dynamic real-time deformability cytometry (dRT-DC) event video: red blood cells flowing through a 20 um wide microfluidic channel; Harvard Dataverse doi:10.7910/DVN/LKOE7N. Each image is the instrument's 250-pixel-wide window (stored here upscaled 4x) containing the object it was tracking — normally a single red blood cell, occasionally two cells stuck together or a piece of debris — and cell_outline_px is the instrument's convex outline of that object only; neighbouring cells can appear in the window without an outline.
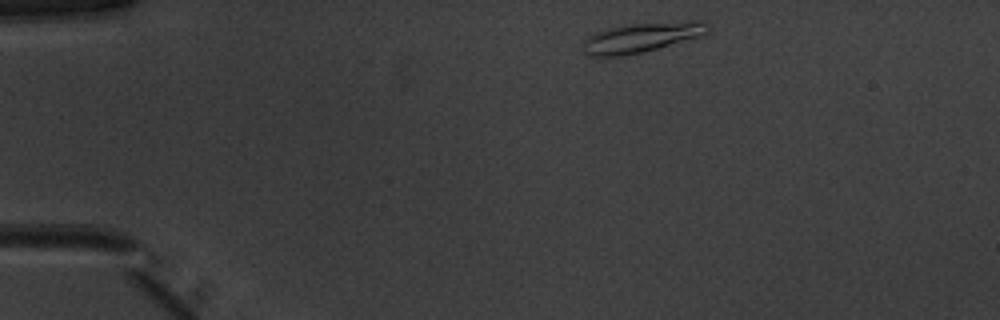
{"species": "common noctule bat (a hibernating species)", "species_latin": "Nyctalus noctula", "temperature_condition": "warm", "stored_images_in_passage": 44, "camera_frame_rate_fps": 3000, "um_per_image_px": 0.085, "animal": {"sex": "male", "body_mass_g": 20.1, "forearm_length_mm": 53.5}, "frame": {"image": 1, "passage_image": 2, "time_ms": 0.333, "image_size_px": [1000, 320], "cell_outline_px": [[708, 24], [704, 32], [696, 36], [644, 52], [624, 56], [588, 56], [584, 52], [584, 40], [588, 36], [596, 32], [612, 28], [632, 24], [696, 20], [704, 20]], "centroid_in_image_um": [54.46, 3.19], "position_along_channel_um": 30.5, "area_um2": 20.98}}
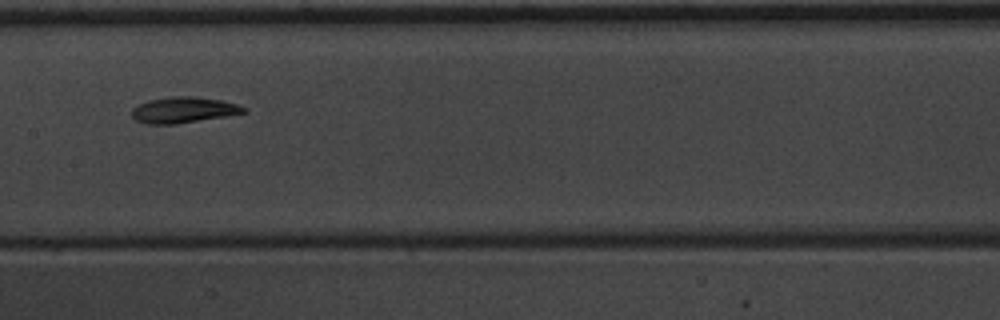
{"frame": {"image": 2, "passage_image": 19, "time_ms": 6.0, "image_size_px": [1000, 320], "cell_outline_px": [[248, 112], [176, 124], [144, 124], [136, 120], [132, 116], [132, 108], [136, 104], [148, 100], [176, 96], [196, 96], [220, 100], [236, 104], [248, 108]], "centroid_in_image_um": [15.57, 9.34], "position_along_channel_um": 191.8, "area_um2": 16.94}}
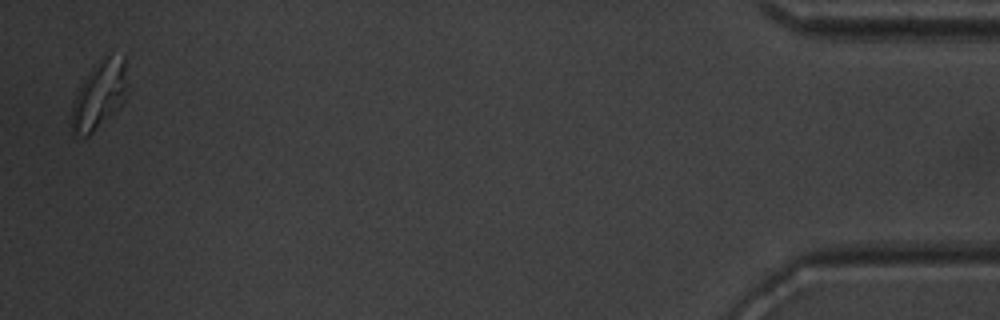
{"frame": {"image": 3, "passage_image": 43, "time_ms": 14.0, "image_size_px": [1000, 320], "cell_outline_px": [[124, 100], [88, 136], [72, 136], [72, 104], [76, 92], [80, 84], [104, 56], [124, 56]], "centroid_in_image_um": [8.36, 8.11], "position_along_channel_um": 426.8, "area_um2": 20.81}, "authors_computed_cell_mechanics": {"area_um2": 16.9643, "velocity_mm_per_s": 3.9535, "shape_relaxation_time_tau1_ms": 4.0368, "shape_relaxation_time_tau2_ms": 1.7028, "deformation_change_tau1": 0.1564, "deformation_change_tau2": 0.0801}}